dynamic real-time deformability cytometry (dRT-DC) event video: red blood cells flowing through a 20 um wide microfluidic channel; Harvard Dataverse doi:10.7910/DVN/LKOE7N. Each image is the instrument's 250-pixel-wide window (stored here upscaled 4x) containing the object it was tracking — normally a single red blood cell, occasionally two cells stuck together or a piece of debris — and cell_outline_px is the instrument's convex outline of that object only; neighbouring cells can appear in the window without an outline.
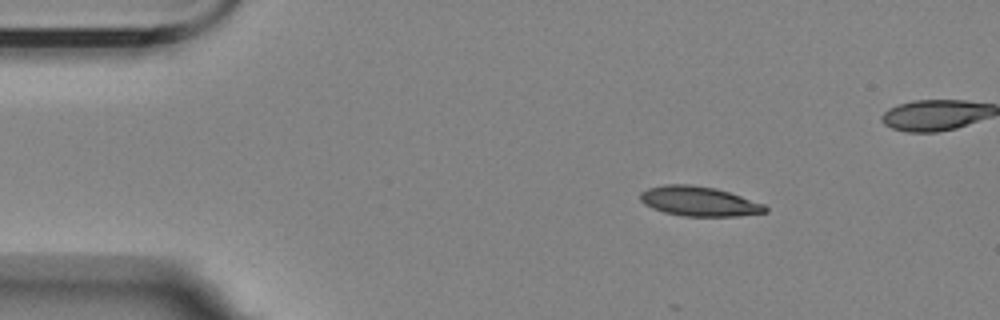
{"species": "Egyptian fruit bat (a non-hibernating species)", "species_latin": "Rousettus aegyptiacus", "temperature_condition": "room temperature", "stored_images_in_passage": 31, "camera_frame_rate_fps": 3000, "um_per_image_px": 0.085, "animal": {"sex": "female"}, "frame": {"image": 1, "passage_image": 1, "time_ms": 0.0, "image_size_px": [1000, 320], "cell_outline_px": [[768, 212], [736, 216], [684, 216], [664, 212], [652, 208], [644, 204], [640, 200], [640, 192], [648, 188], [664, 184], [688, 184], [716, 188], [764, 204], [768, 208]], "centroid_in_image_um": [59.39, 17.11], "position_along_channel_um": 25.6, "area_um2": 21.56}}
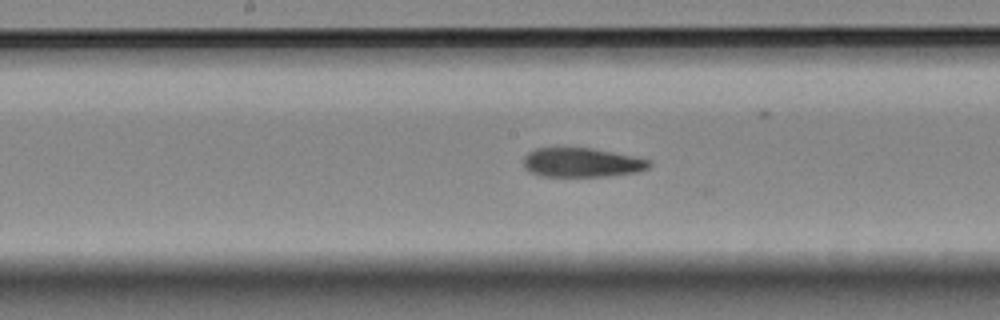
{"frame": {"image": 2, "passage_image": 21, "time_ms": 6.667, "image_size_px": [1000, 320], "cell_outline_px": [[652, 164], [648, 168], [636, 172], [604, 176], [540, 176], [524, 168], [524, 156], [528, 152], [536, 148], [592, 148], [652, 160]], "centroid_in_image_um": [49.45, 13.81], "position_along_channel_um": 198.8, "area_um2": 21.27}}
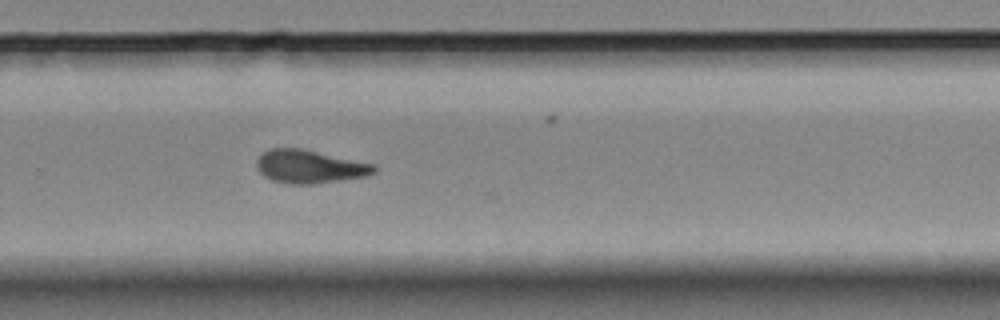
{"frame": {"image": 3, "passage_image": 30, "time_ms": 9.667, "image_size_px": [1000, 320], "cell_outline_px": [[376, 172], [368, 176], [316, 184], [288, 184], [272, 180], [264, 176], [256, 168], [256, 160], [268, 148], [300, 148], [376, 164]], "centroid_in_image_um": [26.33, 14.17], "position_along_channel_um": 303.5, "area_um2": 22.95}}